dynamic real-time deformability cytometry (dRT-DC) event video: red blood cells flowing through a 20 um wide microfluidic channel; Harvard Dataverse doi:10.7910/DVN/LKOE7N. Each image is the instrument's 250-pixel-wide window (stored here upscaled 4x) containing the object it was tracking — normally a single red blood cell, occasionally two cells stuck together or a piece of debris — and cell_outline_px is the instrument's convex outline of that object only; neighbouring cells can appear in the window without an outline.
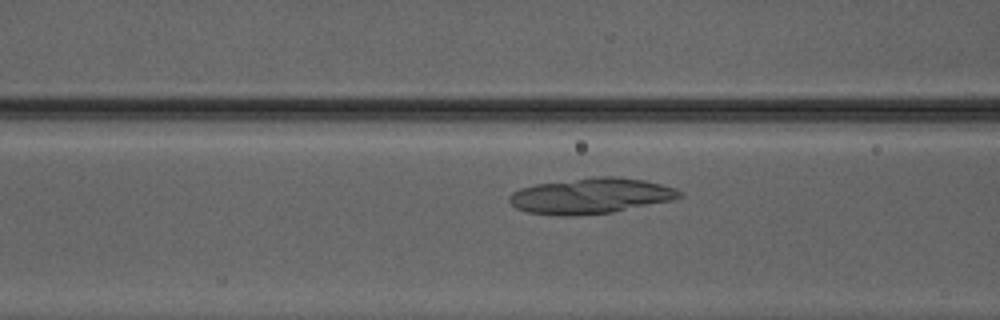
{"species": "Egyptian fruit bat (a non-hibernating species)", "species_latin": "Rousettus aegyptiacus", "temperature_condition": "warm", "stored_images_in_passage": 40, "camera_frame_rate_fps": 3000, "um_per_image_px": 0.085, "animal": {"sex": "male"}, "frame": {"image": 1, "passage_image": 11, "time_ms": 3.333, "image_size_px": [1000, 320], "cell_outline_px": [[684, 196], [672, 200], [612, 212], [564, 216], [560, 216], [528, 212], [516, 208], [508, 200], [508, 196], [512, 192], [520, 188], [536, 184], [592, 176], [620, 176], [644, 180], [676, 188]], "centroid_in_image_um": [50.21, 16.63], "position_along_channel_um": 116.4, "area_um2": 35.37}}
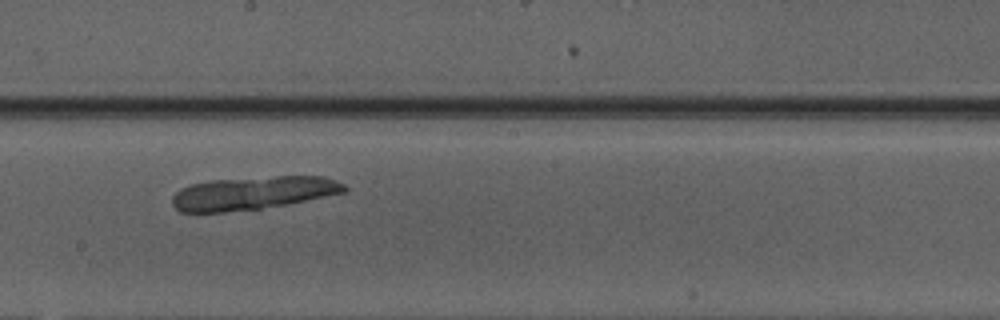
{"frame": {"image": 2, "passage_image": 19, "time_ms": 6.0, "image_size_px": [1000, 320], "cell_outline_px": [[348, 192], [288, 204], [260, 208], [224, 212], [180, 212], [172, 204], [172, 196], [180, 188], [192, 184], [212, 180], [276, 176], [320, 176], [336, 180], [344, 184], [348, 188]], "centroid_in_image_um": [21.53, 16.41], "position_along_channel_um": 226.7, "area_um2": 33.29}}
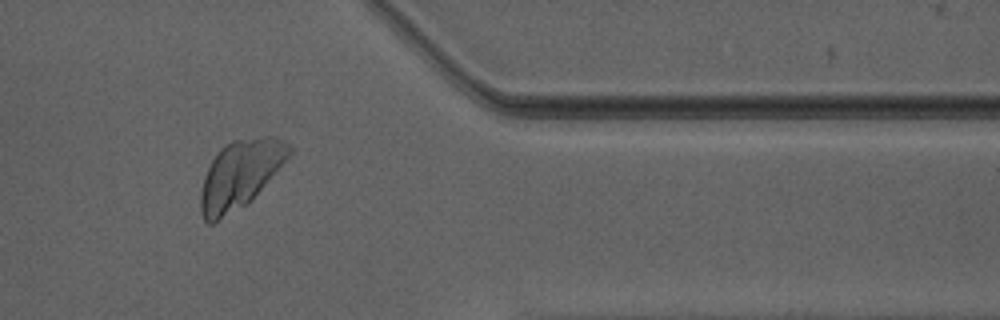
{"frame": {"image": 3, "passage_image": 32, "time_ms": 10.333, "image_size_px": [1000, 320], "cell_outline_px": [[292, 152], [252, 200], [248, 204], [212, 224], [208, 224], [204, 220], [200, 212], [200, 192], [204, 176], [212, 160], [220, 148], [224, 144], [232, 140], [268, 136], [276, 136], [288, 144], [292, 148]], "centroid_in_image_um": [20.38, 14.84], "position_along_channel_um": 391.0, "area_um2": 35.03}}